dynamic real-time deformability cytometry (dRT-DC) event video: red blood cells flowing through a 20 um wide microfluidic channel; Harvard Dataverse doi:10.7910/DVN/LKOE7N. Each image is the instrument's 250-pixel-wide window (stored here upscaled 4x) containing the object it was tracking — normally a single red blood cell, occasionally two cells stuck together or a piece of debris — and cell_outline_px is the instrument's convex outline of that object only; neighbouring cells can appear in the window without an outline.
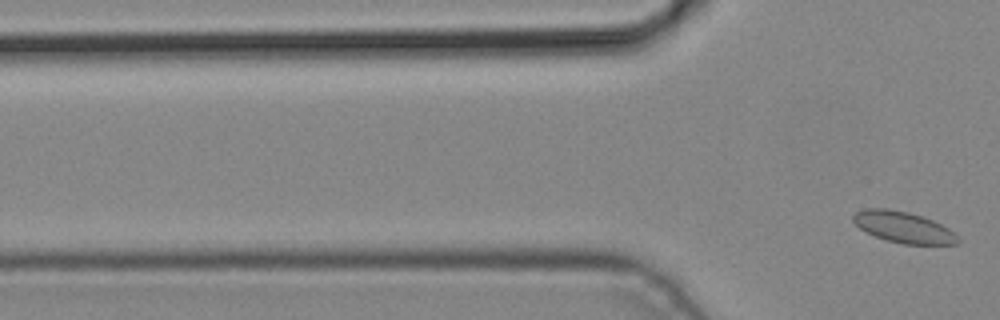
{"species": "common noctule bat (a hibernating species)", "species_latin": "Nyctalus noctula", "temperature_condition": "cold", "stored_images_in_passage": 5, "segment_of_instrument_passage": [2, 2], "camera_frame_rate_fps": 3000, "um_per_image_px": 0.085, "animal": {"sex": "male", "body_mass_g": 19.2, "forearm_length_mm": 51.8}, "frame": {"image": 1, "passage_image": 5, "time_ms": 1.333, "image_size_px": [1000, 320], "cell_outline_px": [[960, 244], [904, 244], [888, 240], [876, 236], [860, 228], [852, 220], [852, 216], [856, 212], [864, 208], [884, 208], [908, 212], [932, 220], [948, 228], [960, 240]], "centroid_in_image_um": [76.78, 19.31], "position_along_channel_um": 49.0, "area_um2": 18.67}}